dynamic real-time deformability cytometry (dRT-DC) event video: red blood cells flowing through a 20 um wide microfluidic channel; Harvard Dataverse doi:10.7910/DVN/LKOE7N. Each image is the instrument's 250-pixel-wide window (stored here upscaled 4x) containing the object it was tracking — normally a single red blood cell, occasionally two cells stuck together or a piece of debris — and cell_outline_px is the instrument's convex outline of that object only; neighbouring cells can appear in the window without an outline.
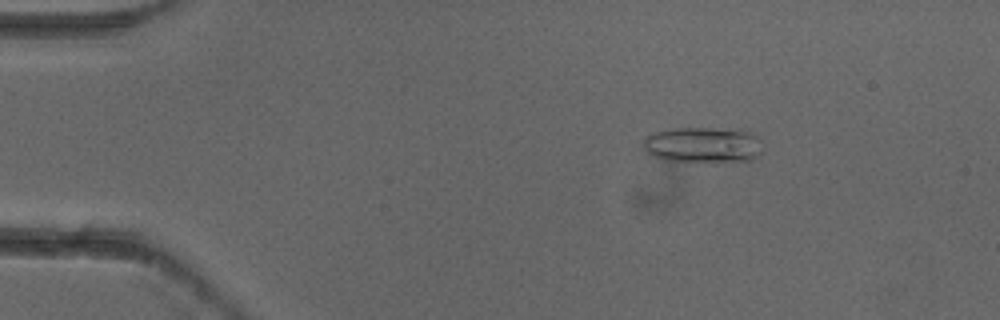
{"species": "common noctule bat (a hibernating species)", "species_latin": "Nyctalus noctula", "temperature_condition": "cold", "stored_images_in_passage": 5, "camera_frame_rate_fps": 3000, "um_per_image_px": 0.085, "animal": {"sex": "female"}, "frame": {"image": 1, "passage_image": 3, "time_ms": 0.667, "image_size_px": [1000, 320], "cell_outline_px": [[764, 152], [752, 160], [664, 160], [648, 152], [644, 148], [644, 136], [652, 132], [672, 128], [712, 128], [752, 132], [756, 136]], "centroid_in_image_um": [59.74, 12.28], "position_along_channel_um": 25.3, "area_um2": 24.33}}